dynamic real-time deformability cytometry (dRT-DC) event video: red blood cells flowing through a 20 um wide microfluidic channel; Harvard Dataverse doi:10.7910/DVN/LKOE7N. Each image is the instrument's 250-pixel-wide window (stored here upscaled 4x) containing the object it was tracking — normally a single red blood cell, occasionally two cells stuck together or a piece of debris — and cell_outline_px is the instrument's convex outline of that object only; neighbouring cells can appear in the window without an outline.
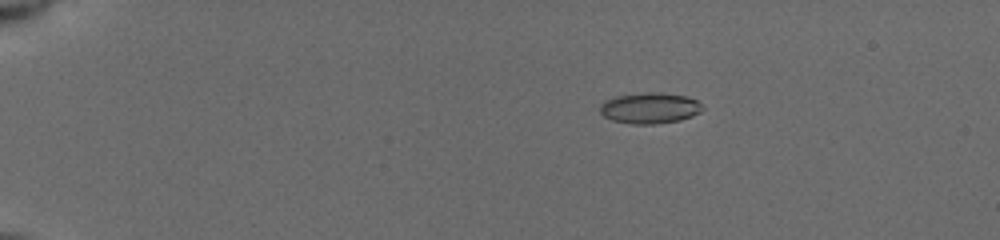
{"species": "common noctule bat (a hibernating species)", "species_latin": "Nyctalus noctula", "temperature_condition": "cold", "stored_images_in_passage": 41, "camera_frame_rate_fps": 3000, "um_per_image_px": 0.085, "animal": {"sex": "female", "body_mass_g": 19.5, "forearm_length_mm": 54.1}, "frame": {"image": 1, "passage_image": 6, "time_ms": 3.333, "image_size_px": [1000, 240], "cell_outline_px": [[704, 108], [700, 112], [692, 116], [680, 120], [656, 124], [632, 124], [612, 120], [604, 116], [600, 112], [600, 104], [604, 100], [616, 96], [644, 92], [660, 92], [688, 96], [696, 100]], "centroid_in_image_um": [55.23, 9.18], "position_along_channel_um": 29.8, "area_um2": 18.61}}
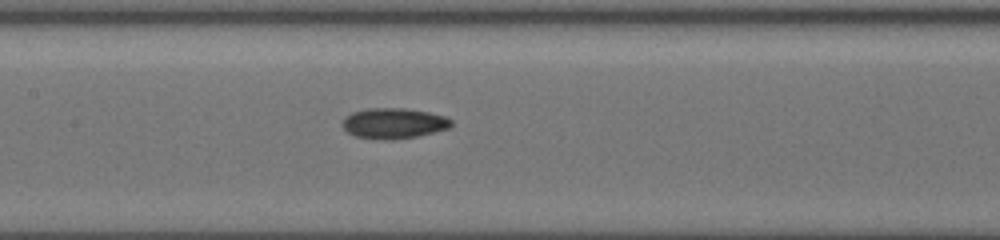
{"frame": {"image": 2, "passage_image": 21, "time_ms": 9.333, "image_size_px": [1000, 240], "cell_outline_px": [[452, 124], [448, 128], [416, 136], [396, 140], [384, 140], [356, 136], [348, 132], [344, 128], [344, 116], [352, 112], [368, 108], [404, 108], [428, 112], [444, 116], [452, 120]], "centroid_in_image_um": [33.46, 10.47], "position_along_channel_um": 173.9, "area_um2": 19.19}}
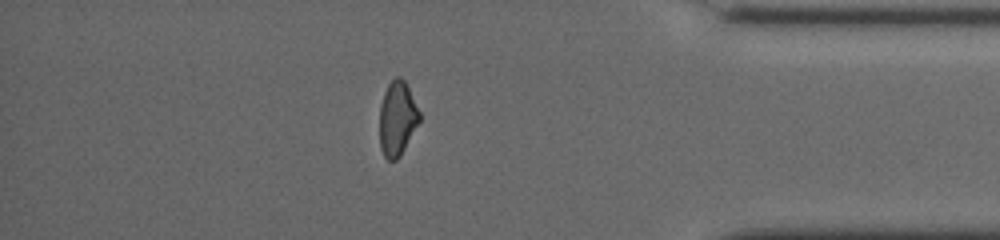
{"frame": {"image": 3, "passage_image": 36, "time_ms": 15.667, "image_size_px": [1000, 240], "cell_outline_px": [[420, 120], [400, 156], [396, 160], [388, 160], [384, 156], [380, 148], [380, 104], [384, 92], [388, 84], [396, 76], [400, 76], [404, 80], [420, 112]], "centroid_in_image_um": [33.76, 10.07], "position_along_channel_um": 401.4, "area_um2": 17.17}, "authors_computed_cell_mechanics": {"area_um2": 18.207, "velocity_mm_per_s": 3.9503, "shape_relaxation_time_tau1_ms": 2.3592, "shape_relaxation_time_tau2_ms": 3.4067, "deformation_change_tau1": 0.1179, "deformation_change_tau2": 0.0984}}